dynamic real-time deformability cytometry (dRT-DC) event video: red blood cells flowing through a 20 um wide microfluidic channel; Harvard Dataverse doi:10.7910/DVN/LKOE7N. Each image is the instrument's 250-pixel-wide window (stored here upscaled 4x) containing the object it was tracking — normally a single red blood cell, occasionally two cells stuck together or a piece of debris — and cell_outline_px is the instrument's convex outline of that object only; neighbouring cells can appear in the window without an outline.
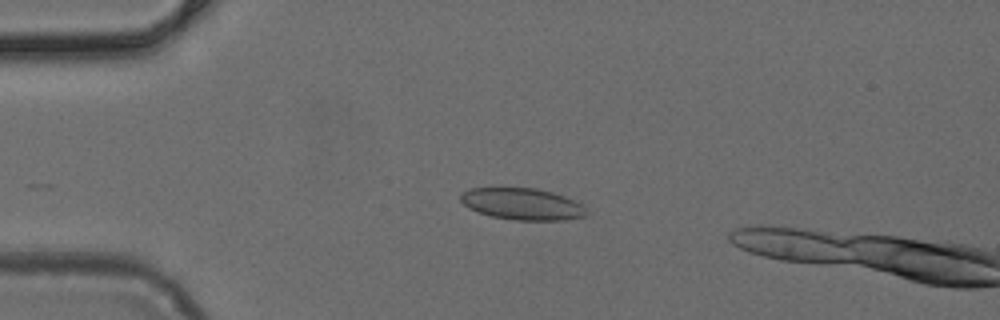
{"species": "common noctule bat (a hibernating species)", "species_latin": "Nyctalus noctula", "temperature_condition": "cold", "stored_images_in_passage": 4, "camera_frame_rate_fps": 3000, "um_per_image_px": 0.085, "animal": {"sex": "female", "body_mass_g": 24.6, "forearm_length_mm": 56.2}, "frame": {"image": 1, "passage_image": 3, "time_ms": 0.667, "image_size_px": [1000, 320], "cell_outline_px": [[584, 216], [564, 220], [516, 220], [492, 216], [468, 208], [460, 200], [460, 196], [464, 192], [472, 188], [536, 188], [552, 192], [564, 196], [580, 204], [584, 208]], "centroid_in_image_um": [44.36, 17.33], "position_along_channel_um": 40.6, "area_um2": 22.77}}